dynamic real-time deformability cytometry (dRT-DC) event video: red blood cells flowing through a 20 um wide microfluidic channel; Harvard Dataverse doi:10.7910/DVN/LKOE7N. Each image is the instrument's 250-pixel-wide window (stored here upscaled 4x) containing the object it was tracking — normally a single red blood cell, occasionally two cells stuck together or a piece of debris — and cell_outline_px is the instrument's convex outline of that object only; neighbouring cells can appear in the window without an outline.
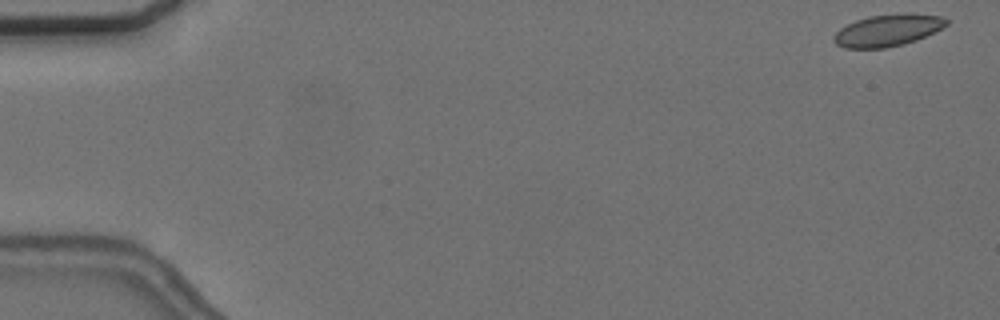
{"species": "common noctule bat (a hibernating species)", "species_latin": "Nyctalus noctula", "temperature_condition": "cold", "stored_images_in_passage": 42, "camera_frame_rate_fps": 3000, "um_per_image_px": 0.085, "animal": {"sex": "female", "body_mass_g": 24.6, "forearm_length_mm": 56.2}, "frame": {"image": 1, "passage_image": 1, "time_ms": 0.0, "image_size_px": [1000, 320], "cell_outline_px": [[948, 24], [916, 40], [904, 44], [884, 48], [844, 48], [836, 44], [832, 40], [832, 36], [840, 28], [856, 20], [868, 16], [904, 12], [912, 12], [940, 16], [948, 20]], "centroid_in_image_um": [75.43, 2.56], "position_along_channel_um": 9.6, "area_um2": 21.04}}
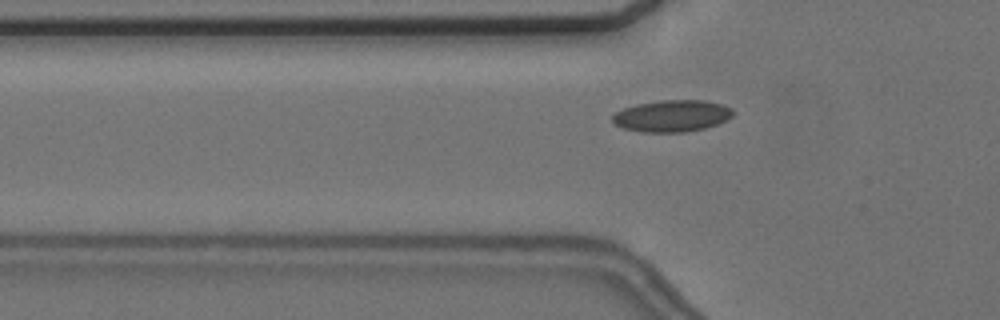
{"frame": {"image": 2, "passage_image": 18, "time_ms": 5.667, "image_size_px": [1000, 320], "cell_outline_px": [[736, 112], [732, 116], [716, 124], [704, 128], [684, 132], [644, 132], [624, 128], [616, 124], [612, 120], [612, 116], [616, 112], [624, 108], [636, 104], [660, 100], [704, 100], [720, 104], [732, 108]], "centroid_in_image_um": [57.12, 9.84], "position_along_channel_um": 68.7, "area_um2": 22.14}}
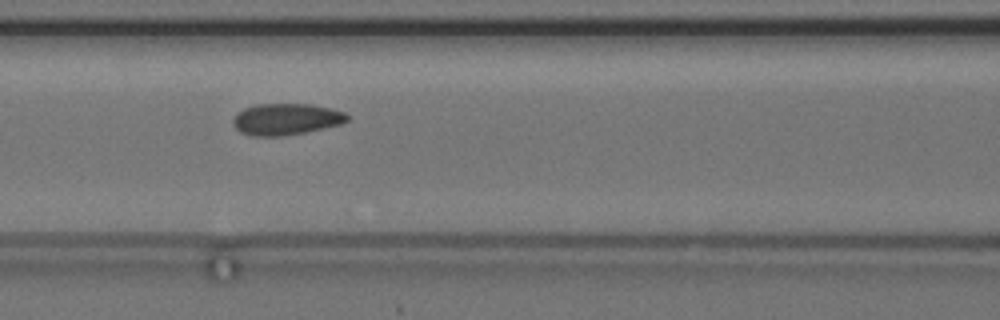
{"frame": {"image": 3, "passage_image": 24, "time_ms": 7.667, "image_size_px": [1000, 320], "cell_outline_px": [[348, 120], [340, 124], [324, 128], [304, 132], [280, 136], [252, 136], [240, 132], [232, 124], [232, 120], [244, 108], [256, 104], [312, 104], [332, 108], [344, 112], [348, 116]], "centroid_in_image_um": [24.32, 10.12], "position_along_channel_um": 142.3, "area_um2": 20.87}}